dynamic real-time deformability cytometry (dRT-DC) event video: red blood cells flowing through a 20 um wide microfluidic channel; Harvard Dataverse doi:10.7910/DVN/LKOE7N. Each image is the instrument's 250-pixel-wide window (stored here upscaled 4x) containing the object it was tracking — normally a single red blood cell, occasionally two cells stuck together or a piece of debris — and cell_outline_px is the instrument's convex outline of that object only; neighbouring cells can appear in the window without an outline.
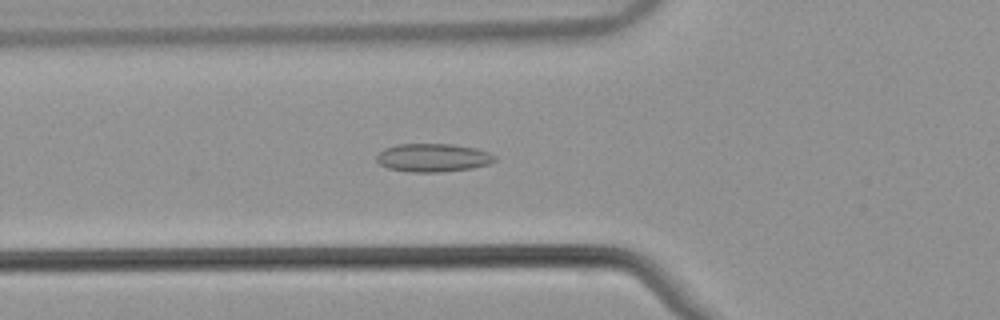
{"species": "common noctule bat (a hibernating species)", "species_latin": "Nyctalus noctula", "temperature_condition": "warm", "stored_images_in_passage": 54, "camera_frame_rate_fps": 3000, "um_per_image_px": 0.085, "animal": {"sex": "male", "body_mass_g": 21.5, "forearm_length_mm": 52.0}, "frame": {"image": 1, "passage_image": 20, "time_ms": 6.333, "image_size_px": [1000, 320], "cell_outline_px": [[496, 160], [488, 164], [472, 168], [440, 172], [408, 172], [388, 168], [380, 164], [376, 160], [376, 156], [384, 148], [396, 144], [448, 144], [476, 148], [488, 152], [496, 156]], "centroid_in_image_um": [36.78, 13.4], "position_along_channel_um": 89.0, "area_um2": 19.48}}
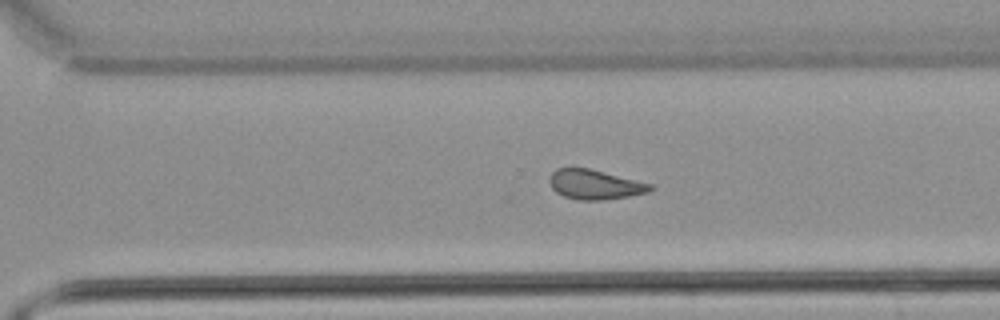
{"frame": {"image": 2, "passage_image": 38, "time_ms": 12.333, "image_size_px": [1000, 320], "cell_outline_px": [[652, 188], [648, 192], [628, 196], [604, 200], [580, 200], [564, 196], [556, 192], [552, 188], [552, 172], [556, 168], [572, 164], [652, 184]], "centroid_in_image_um": [50.52, 15.65], "position_along_channel_um": 320.1, "area_um2": 17.46}}
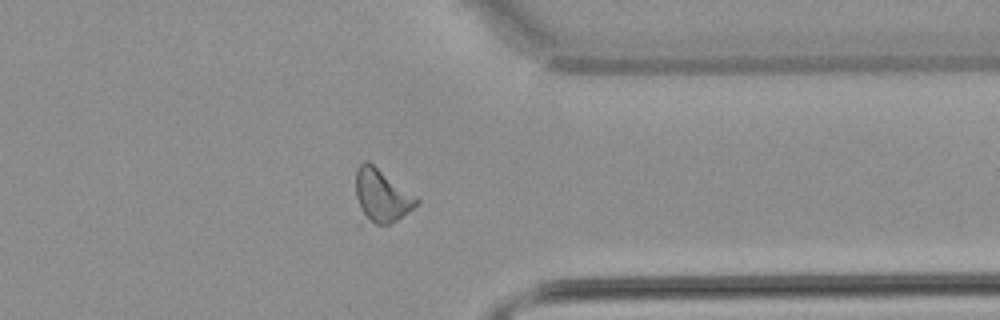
{"frame": {"image": 3, "passage_image": 43, "time_ms": 14.0, "image_size_px": [1000, 320], "cell_outline_px": [[420, 200], [412, 208], [396, 220], [388, 224], [356, 228], [356, 172], [360, 164], [364, 160], [372, 164], [416, 196]], "centroid_in_image_um": [32.29, 16.79], "position_along_channel_um": 379.1, "area_um2": 19.77}, "authors_computed_cell_mechanics": {"area_um2": 18.8428, "velocity_mm_per_s": 3.8524, "shape_relaxation_time_tau1_ms": null, "shape_relaxation_time_tau2_ms": 3.7514, "deformation_change_tau1": null, "deformation_change_tau2": 0.1135}}